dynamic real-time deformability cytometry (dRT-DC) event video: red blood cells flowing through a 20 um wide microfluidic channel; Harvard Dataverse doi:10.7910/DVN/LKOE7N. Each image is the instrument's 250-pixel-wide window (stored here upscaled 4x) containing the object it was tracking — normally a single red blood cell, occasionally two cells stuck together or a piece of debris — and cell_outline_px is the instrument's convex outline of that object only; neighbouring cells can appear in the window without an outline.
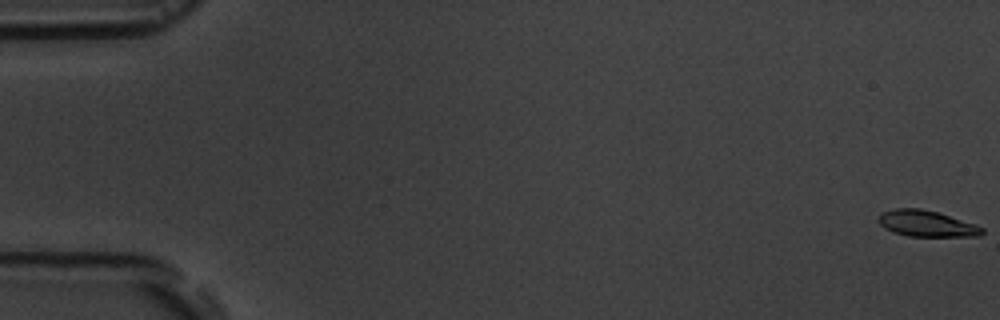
{"species": "common noctule bat (a hibernating species)", "species_latin": "Nyctalus noctula", "temperature_condition": "room temperature", "stored_images_in_passage": 9, "camera_frame_rate_fps": 3000, "um_per_image_px": 0.085, "animal": {"sex": "male", "body_mass_g": 19.5, "forearm_length_mm": 54.6}, "frame": {"image": 1, "passage_image": 1, "time_ms": 0.0, "image_size_px": [1000, 320], "cell_outline_px": [[984, 232], [980, 236], [908, 236], [892, 232], [884, 228], [876, 220], [880, 212], [896, 208], [920, 208], [936, 212], [976, 224], [984, 228]], "centroid_in_image_um": [78.72, 19.0], "position_along_channel_um": 6.3, "area_um2": 15.9}}
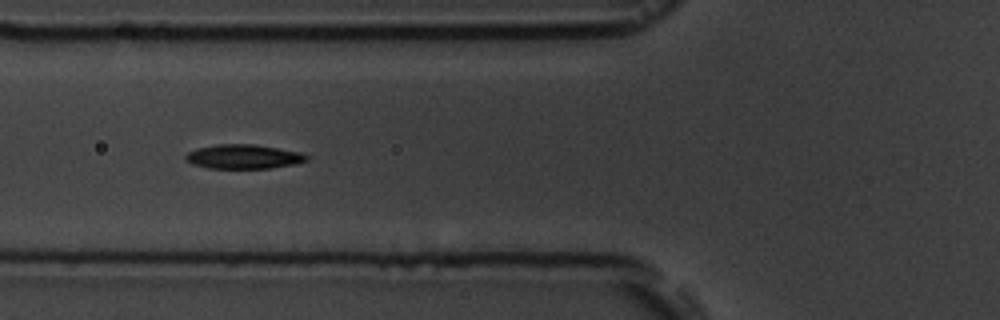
{"frame": {"image": 2, "passage_image": 7, "time_ms": 7.0, "image_size_px": [1000, 320], "cell_outline_px": [[312, 156], [308, 160], [296, 164], [272, 168], [208, 168], [192, 164], [184, 160], [184, 156], [188, 152], [196, 148], [216, 144], [252, 144], [300, 152]], "centroid_in_image_um": [20.7, 13.32], "position_along_channel_um": 105.1, "area_um2": 17.28}}
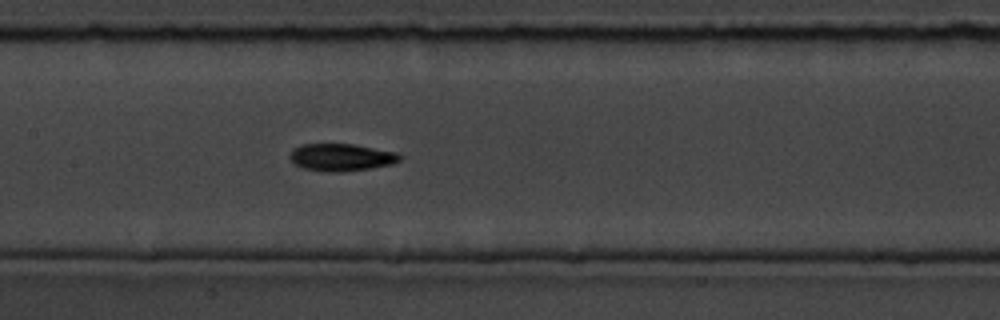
{"frame": {"image": 3, "passage_image": 9, "time_ms": 9.0, "image_size_px": [1000, 320], "cell_outline_px": [[404, 156], [400, 160], [392, 164], [372, 168], [344, 172], [324, 172], [304, 168], [296, 164], [288, 156], [292, 148], [304, 144], [352, 144], [396, 152]], "centroid_in_image_um": [29.02, 13.38], "position_along_channel_um": 178.4, "area_um2": 17.63}}